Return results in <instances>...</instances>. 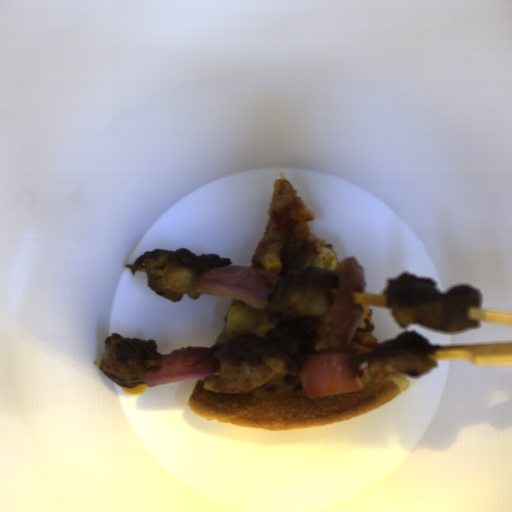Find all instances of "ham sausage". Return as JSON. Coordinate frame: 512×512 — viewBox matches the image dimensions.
I'll return each instance as SVG.
<instances>
[{
  "mask_svg": "<svg viewBox=\"0 0 512 512\" xmlns=\"http://www.w3.org/2000/svg\"><path fill=\"white\" fill-rule=\"evenodd\" d=\"M380 346L376 335L368 328H356L347 347L350 359L374 351Z\"/></svg>",
  "mask_w": 512,
  "mask_h": 512,
  "instance_id": "obj_1",
  "label": "ham sausage"
}]
</instances>
